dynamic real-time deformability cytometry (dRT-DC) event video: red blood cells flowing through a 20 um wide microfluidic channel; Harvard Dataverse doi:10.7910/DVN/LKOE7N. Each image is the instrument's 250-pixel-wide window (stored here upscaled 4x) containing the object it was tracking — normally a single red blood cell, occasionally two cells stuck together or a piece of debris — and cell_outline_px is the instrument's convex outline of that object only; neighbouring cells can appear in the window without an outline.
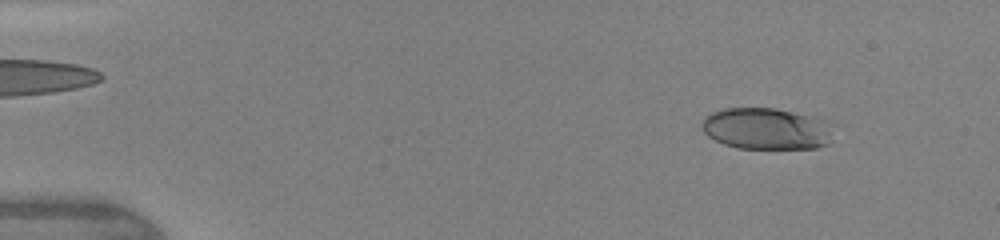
{"species": "human", "species_latin": "Homo sapiens", "temperature_condition": "warm", "stored_images_in_passage": 47, "camera_frame_rate_fps": 3000, "um_per_image_px": 0.085, "donor": {"sex": "female"}, "frame": {"image": 1, "passage_image": 6, "time_ms": 1.667, "image_size_px": [1000, 240], "cell_outline_px": [[840, 124], [828, 144], [816, 148], [736, 148], [724, 144], [708, 136], [704, 132], [700, 124], [704, 116], [712, 112], [724, 108], [776, 108], [832, 120]], "centroid_in_image_um": [65.27, 10.92], "position_along_channel_um": 19.7, "area_um2": 32.89}}
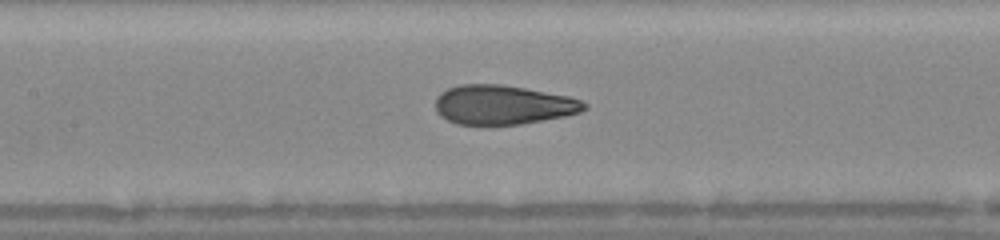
{"frame": {"image": 2, "passage_image": 23, "time_ms": 7.333, "image_size_px": [1000, 240], "cell_outline_px": [[588, 108], [580, 112], [564, 116], [520, 124], [456, 124], [440, 116], [436, 112], [436, 96], [440, 92], [448, 88], [460, 84], [500, 84], [524, 88], [568, 96], [580, 100], [588, 104]], "centroid_in_image_um": [42.73, 8.9], "position_along_channel_um": 164.7, "area_um2": 33.99}}
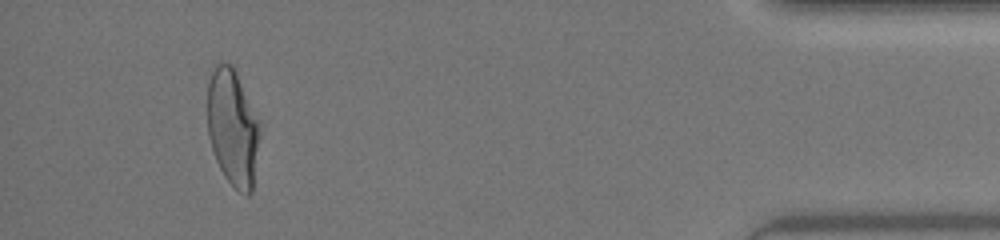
{"frame": {"image": 3, "passage_image": 44, "time_ms": 14.333, "image_size_px": [1000, 240], "cell_outline_px": [[264, 124], [252, 192], [248, 196], [240, 192], [224, 176], [216, 160], [208, 136], [208, 84], [212, 64], [220, 60], [224, 60], [232, 64]], "centroid_in_image_um": [19.84, 10.78], "position_along_channel_um": 415.4, "area_um2": 37.28}, "authors_computed_cell_mechanics": {"area_um2": 34.5644, "velocity_mm_per_s": 4.3978, "shape_relaxation_time_tau1_ms": 5.7107, "shape_relaxation_time_tau2_ms": 0.7553, "deformation_change_tau1": 0.2389, "deformation_change_tau2": 0.0827}}